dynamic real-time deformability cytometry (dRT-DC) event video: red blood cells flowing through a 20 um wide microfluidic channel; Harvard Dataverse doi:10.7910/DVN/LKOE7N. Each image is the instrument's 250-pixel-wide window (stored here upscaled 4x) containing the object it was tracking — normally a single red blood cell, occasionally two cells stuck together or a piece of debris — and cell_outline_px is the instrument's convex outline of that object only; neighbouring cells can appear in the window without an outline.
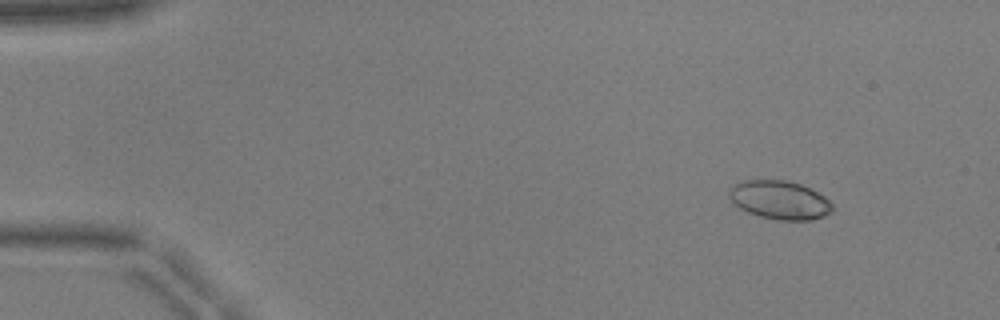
{"species": "common noctule bat (a hibernating species)", "species_latin": "Nyctalus noctula", "temperature_condition": "warm", "stored_images_in_passage": 51, "camera_frame_rate_fps": 3000, "um_per_image_px": 0.085, "animal": {"sex": "male", "body_mass_g": 17.9, "forearm_length_mm": 54.2}, "frame": {"image": 1, "passage_image": 5, "time_ms": 1.333, "image_size_px": [1000, 320], "cell_outline_px": [[832, 212], [824, 216], [812, 220], [780, 220], [760, 216], [748, 212], [732, 204], [728, 196], [728, 188], [744, 180], [784, 180], [800, 184], [824, 196], [832, 204]], "centroid_in_image_um": [66.24, 17.0], "position_along_channel_um": 18.8, "area_um2": 23.18}}
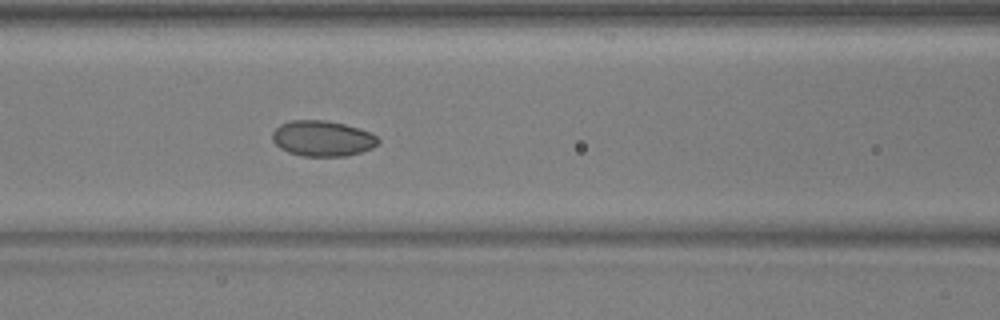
{"frame": {"image": 2, "passage_image": 22, "time_ms": 7.0, "image_size_px": [1000, 320], "cell_outline_px": [[380, 140], [372, 148], [348, 156], [300, 156], [288, 152], [280, 148], [272, 140], [272, 132], [280, 124], [292, 120], [324, 120], [344, 124], [360, 128], [372, 132]], "centroid_in_image_um": [27.41, 11.77], "position_along_channel_um": 139.2, "area_um2": 22.08}}
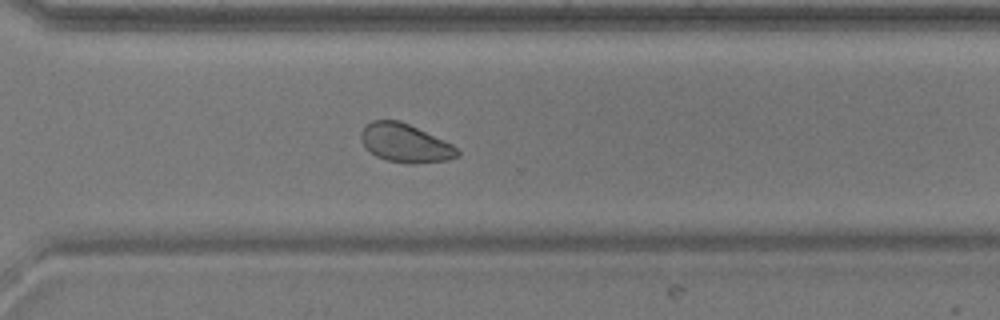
{"frame": {"image": 3, "passage_image": 37, "time_ms": 12.0, "image_size_px": [1000, 320], "cell_outline_px": [[460, 156], [448, 160], [412, 164], [388, 160], [376, 156], [364, 148], [360, 140], [360, 132], [372, 120], [400, 120], [444, 140], [452, 144], [460, 152]], "centroid_in_image_um": [34.43, 12.16], "position_along_channel_um": 336.2, "area_um2": 21.68}, "authors_computed_cell_mechanics": {"area_um2": 22.7154, "velocity_mm_per_s": 3.9438, "shape_relaxation_time_tau1_ms": 2.5229, "shape_relaxation_time_tau2_ms": 9.7497, "deformation_change_tau1": 0.0524, "deformation_change_tau2": 0.0981}}